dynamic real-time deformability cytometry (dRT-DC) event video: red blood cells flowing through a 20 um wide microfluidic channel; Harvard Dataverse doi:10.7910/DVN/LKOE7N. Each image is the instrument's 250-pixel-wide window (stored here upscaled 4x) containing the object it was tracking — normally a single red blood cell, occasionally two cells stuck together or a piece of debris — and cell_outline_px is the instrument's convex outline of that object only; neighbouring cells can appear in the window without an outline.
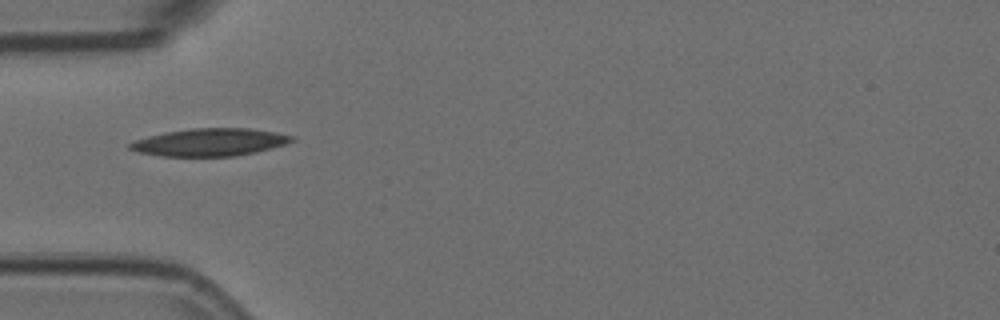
{"species": "Egyptian fruit bat (a non-hibernating species)", "species_latin": "Rousettus aegyptiacus", "temperature_condition": "room temperature", "stored_images_in_passage": 2, "camera_frame_rate_fps": 3000, "um_per_image_px": 0.085, "animal": {"sex": "female"}, "frame": {"image": 1, "passage_image": 1, "time_ms": 0.0, "image_size_px": [1000, 320], "cell_outline_px": [[296, 140], [272, 148], [256, 152], [236, 156], [160, 156], [140, 152], [128, 148], [128, 144], [132, 140], [164, 132], [192, 128], [248, 128], [276, 132], [296, 136]], "centroid_in_image_um": [17.84, 12.08], "position_along_channel_um": 67.2, "area_um2": 26.18}}
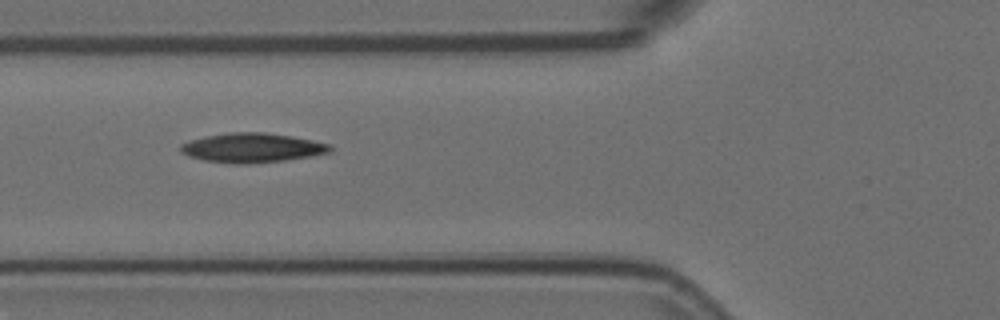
{"frame": {"image": 2, "passage_image": 2, "time_ms": 0.333, "image_size_px": [1000, 320], "cell_outline_px": [[332, 152], [284, 160], [248, 164], [232, 164], [204, 160], [188, 156], [180, 152], [180, 144], [192, 140], [208, 136], [232, 132], [264, 132], [292, 136], [312, 140], [328, 144], [332, 148]], "centroid_in_image_um": [21.41, 12.57], "position_along_channel_um": 104.4, "area_um2": 25.43}}